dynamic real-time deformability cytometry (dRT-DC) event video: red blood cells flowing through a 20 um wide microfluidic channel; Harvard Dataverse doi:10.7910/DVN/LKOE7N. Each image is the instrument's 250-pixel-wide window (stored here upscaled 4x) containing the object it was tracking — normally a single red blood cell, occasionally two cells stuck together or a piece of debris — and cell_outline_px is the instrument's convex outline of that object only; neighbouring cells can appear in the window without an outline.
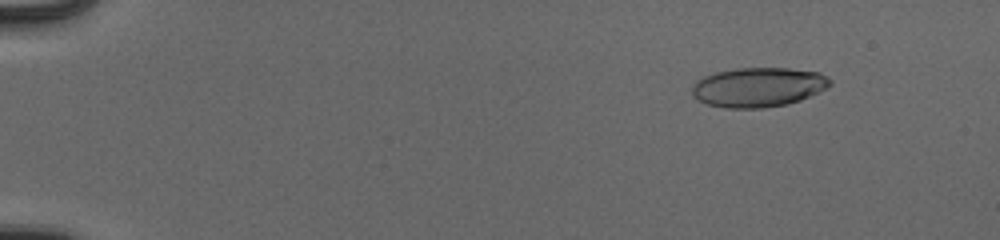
{"species": "human", "species_latin": "Homo sapiens", "temperature_condition": "cold", "stored_images_in_passage": 54, "camera_frame_rate_fps": 3000, "um_per_image_px": 0.085, "donor": {"sex": "male"}, "frame": {"image": 1, "passage_image": 7, "time_ms": 2.0, "image_size_px": [1000, 240], "cell_outline_px": [[832, 84], [828, 88], [800, 100], [788, 104], [764, 108], [724, 108], [708, 104], [696, 100], [692, 96], [692, 84], [696, 80], [704, 76], [716, 72], [736, 68], [788, 68], [820, 72], [828, 76], [832, 80]], "centroid_in_image_um": [64.46, 7.41], "position_along_channel_um": 20.5, "area_um2": 32.19}}
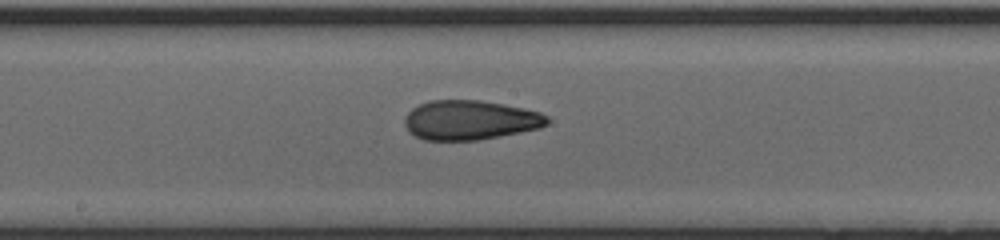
{"frame": {"image": 2, "passage_image": 31, "time_ms": 10.0, "image_size_px": [1000, 240], "cell_outline_px": [[548, 124], [540, 128], [500, 136], [476, 140], [424, 140], [408, 132], [404, 124], [404, 116], [412, 108], [428, 100], [480, 100], [504, 104], [524, 108], [540, 112], [548, 116]], "centroid_in_image_um": [39.94, 10.2], "position_along_channel_um": 208.3, "area_um2": 33.0}}
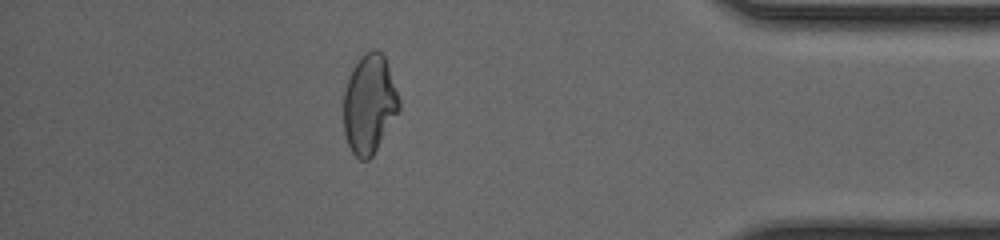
{"frame": {"image": 3, "passage_image": 48, "time_ms": 15.667, "image_size_px": [1000, 240], "cell_outline_px": [[400, 108], [372, 156], [368, 160], [360, 160], [352, 152], [348, 144], [344, 132], [344, 92], [348, 76], [352, 68], [360, 56], [364, 52], [372, 48], [376, 48], [384, 56], [400, 100]], "centroid_in_image_um": [31.37, 8.81], "position_along_channel_um": 403.8, "area_um2": 31.85}, "authors_computed_cell_mechanics": {"area_um2": 32.368, "velocity_mm_per_s": 4.0054, "shape_relaxation_time_tau1_ms": null, "shape_relaxation_time_tau2_ms": 1.6785, "deformation_change_tau1": null, "deformation_change_tau2": 0.0867}}